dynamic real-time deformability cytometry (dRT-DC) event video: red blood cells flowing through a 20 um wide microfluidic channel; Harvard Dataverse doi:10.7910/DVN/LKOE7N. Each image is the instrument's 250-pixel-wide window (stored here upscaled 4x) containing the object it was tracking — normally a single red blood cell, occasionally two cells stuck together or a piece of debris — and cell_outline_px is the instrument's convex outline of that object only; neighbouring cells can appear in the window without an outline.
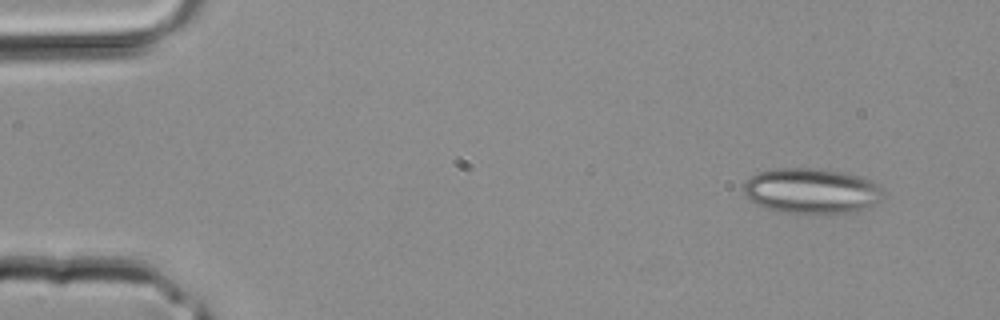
{"species": "common noctule bat (a hibernating species)", "species_latin": "Nyctalus noctula", "temperature_condition": "room temperature", "stored_images_in_passage": 3, "camera_frame_rate_fps": 3000, "um_per_image_px": 0.085, "animal": {"sex": "male", "body_mass_g": 20.4}, "frame": {"image": 1, "passage_image": 1, "time_ms": 0.0, "image_size_px": [1000, 320], "cell_outline_px": [[884, 192], [880, 200], [856, 212], [784, 212], [764, 208], [748, 200], [744, 192], [744, 184], [752, 176], [760, 172], [776, 168], [816, 168], [844, 172], [860, 176], [872, 180], [880, 184], [884, 188]], "centroid_in_image_um": [69.0, 16.2], "position_along_channel_um": 16.0, "area_um2": 36.76}}